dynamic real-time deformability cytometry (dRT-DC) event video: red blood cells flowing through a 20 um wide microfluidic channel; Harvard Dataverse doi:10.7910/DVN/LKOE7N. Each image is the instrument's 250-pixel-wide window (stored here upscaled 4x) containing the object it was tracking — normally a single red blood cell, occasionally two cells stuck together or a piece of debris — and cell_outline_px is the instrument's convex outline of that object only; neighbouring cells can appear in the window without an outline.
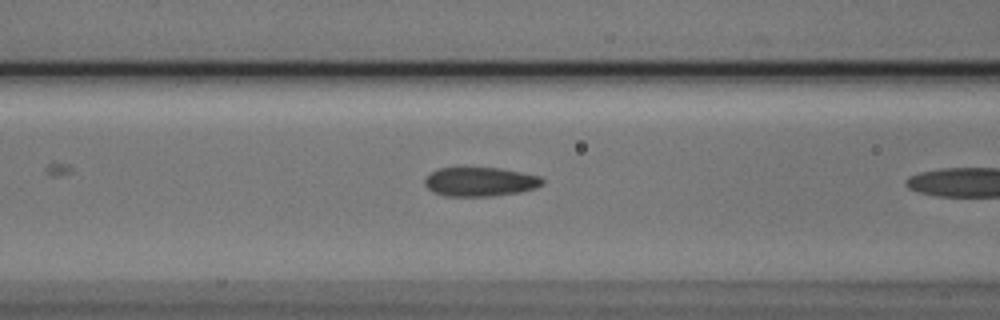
{"species": "Egyptian fruit bat (a non-hibernating species)", "species_latin": "Rousettus aegyptiacus", "temperature_condition": "cold", "stored_images_in_passage": 9, "camera_frame_rate_fps": 3000, "um_per_image_px": 0.085, "animal": {"sex": "male"}, "frame": {"image": 1, "passage_image": 8, "time_ms": 2.333, "image_size_px": [1000, 320], "cell_outline_px": [[544, 184], [536, 188], [520, 192], [492, 196], [444, 196], [432, 192], [424, 184], [424, 180], [436, 168], [456, 164], [500, 168], [540, 176], [544, 180]], "centroid_in_image_um": [40.75, 15.4], "position_along_channel_um": 125.8, "area_um2": 20.92}}